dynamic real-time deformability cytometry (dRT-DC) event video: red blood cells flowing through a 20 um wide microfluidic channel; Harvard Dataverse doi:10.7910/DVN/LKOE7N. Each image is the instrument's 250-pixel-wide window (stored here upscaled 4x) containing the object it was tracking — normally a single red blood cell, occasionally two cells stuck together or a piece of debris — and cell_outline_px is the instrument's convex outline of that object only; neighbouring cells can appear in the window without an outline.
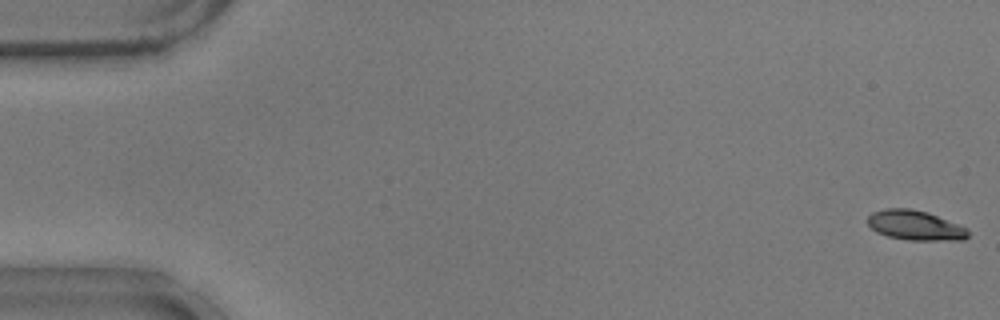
{"species": "common noctule bat (a hibernating species)", "species_latin": "Nyctalus noctula", "temperature_condition": "warm", "stored_images_in_passage": 55, "camera_frame_rate_fps": 3000, "um_per_image_px": 0.085, "animal": {"sex": "male", "body_mass_g": 17.9}, "frame": {"image": 1, "passage_image": 1, "time_ms": 0.0, "image_size_px": [1000, 320], "cell_outline_px": [[968, 236], [964, 240], [908, 240], [888, 236], [876, 232], [868, 224], [868, 216], [872, 212], [884, 208], [912, 208], [928, 212], [968, 228]], "centroid_in_image_um": [77.79, 19.14], "position_along_channel_um": 7.2, "area_um2": 17.51}}
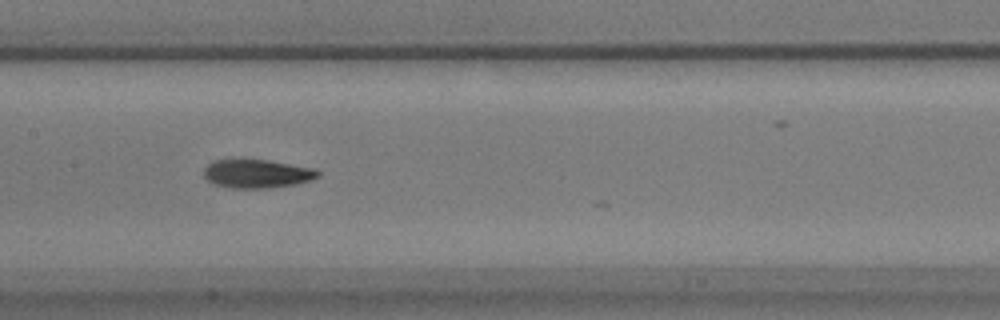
{"frame": {"image": 2, "passage_image": 27, "time_ms": 8.667, "image_size_px": [1000, 320], "cell_outline_px": [[320, 176], [312, 180], [296, 184], [268, 188], [232, 188], [216, 184], [208, 180], [204, 176], [204, 168], [208, 164], [216, 160], [268, 160], [316, 168], [320, 172]], "centroid_in_image_um": [21.91, 14.77], "position_along_channel_um": 185.5, "area_um2": 18.96}}
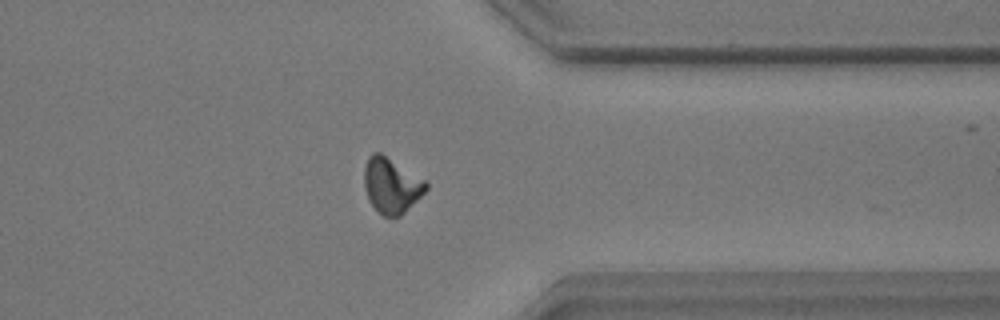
{"frame": {"image": 3, "passage_image": 43, "time_ms": 14.0, "image_size_px": [1000, 320], "cell_outline_px": [[428, 188], [400, 216], [384, 216], [368, 200], [364, 188], [364, 168], [368, 156], [372, 152], [380, 152], [424, 180], [428, 184]], "centroid_in_image_um": [33.23, 15.74], "position_along_channel_um": 378.2, "area_um2": 19.54}, "authors_computed_cell_mechanics": {"area_um2": 18.6116, "velocity_mm_per_s": 3.7371, "shape_relaxation_time_tau1_ms": 5.5923, "shape_relaxation_time_tau2_ms": 3.1888, "deformation_change_tau1": 0.1883, "deformation_change_tau2": 0.1007}}